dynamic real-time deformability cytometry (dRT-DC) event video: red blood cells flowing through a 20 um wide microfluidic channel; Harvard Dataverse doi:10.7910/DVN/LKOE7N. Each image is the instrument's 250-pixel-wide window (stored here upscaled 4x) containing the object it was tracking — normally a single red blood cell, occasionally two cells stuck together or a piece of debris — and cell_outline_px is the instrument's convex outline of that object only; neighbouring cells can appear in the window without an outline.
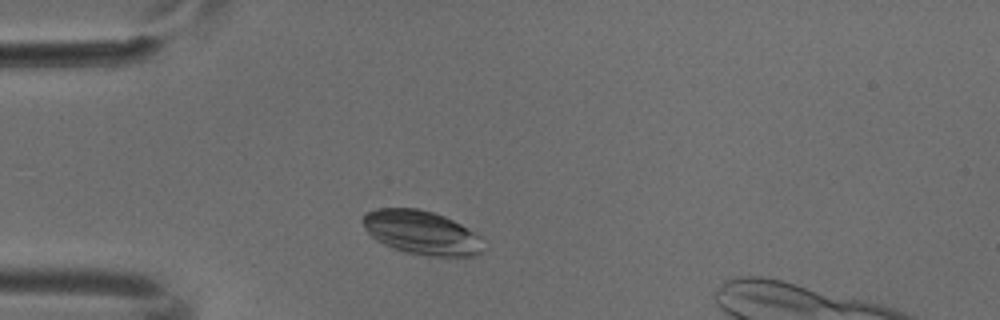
{"species": "common noctule bat (a hibernating species)", "species_latin": "Nyctalus noctula", "temperature_condition": "cold", "stored_images_in_passage": 1, "camera_frame_rate_fps": 3000, "um_per_image_px": 0.085, "animal": {"sex": "male", "body_mass_g": 18.8}, "frame": {"image": 1, "passage_image": 1, "time_ms": 0.0, "image_size_px": [1000, 320], "cell_outline_px": [[484, 252], [476, 256], [428, 256], [408, 252], [384, 244], [376, 240], [364, 228], [364, 216], [368, 212], [376, 208], [416, 208], [432, 212], [444, 216], [460, 224], [480, 236]], "centroid_in_image_um": [35.86, 19.77], "position_along_channel_um": 49.1, "area_um2": 30.46}}